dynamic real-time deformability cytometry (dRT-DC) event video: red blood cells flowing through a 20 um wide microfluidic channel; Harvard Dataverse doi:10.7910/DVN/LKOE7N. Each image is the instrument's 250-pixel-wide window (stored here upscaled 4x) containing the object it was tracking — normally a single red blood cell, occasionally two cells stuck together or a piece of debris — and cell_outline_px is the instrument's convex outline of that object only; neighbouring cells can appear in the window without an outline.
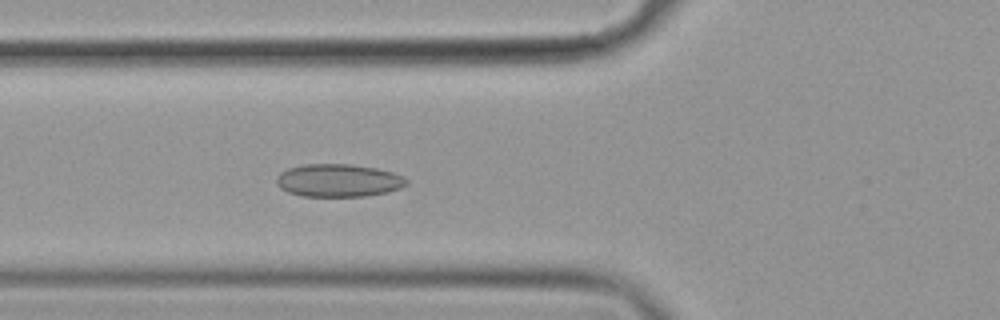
{"species": "common noctule bat (a hibernating species)", "species_latin": "Nyctalus noctula", "temperature_condition": "cold", "stored_images_in_passage": 56, "camera_frame_rate_fps": 3000, "um_per_image_px": 0.085, "animal": {"sex": "female", "body_mass_g": 19.9}, "frame": {"image": 1, "passage_image": 21, "time_ms": 6.667, "image_size_px": [1000, 320], "cell_outline_px": [[408, 184], [400, 188], [388, 192], [364, 196], [300, 196], [288, 192], [280, 188], [276, 184], [276, 176], [280, 172], [288, 168], [304, 164], [352, 164], [376, 168], [392, 172], [404, 176], [408, 180]], "centroid_in_image_um": [28.76, 15.33], "position_along_channel_um": 97.0, "area_um2": 25.09}}
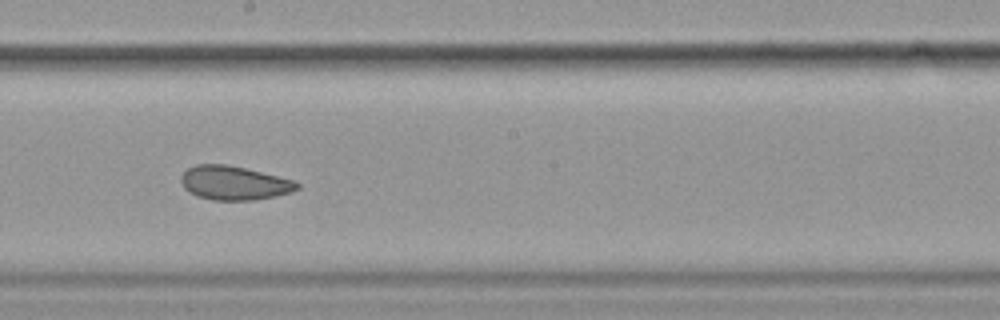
{"frame": {"image": 2, "passage_image": 32, "time_ms": 10.333, "image_size_px": [1000, 320], "cell_outline_px": [[300, 188], [292, 192], [256, 200], [212, 200], [196, 196], [188, 192], [184, 188], [180, 180], [180, 176], [188, 168], [196, 164], [224, 164], [244, 168], [292, 180], [300, 184]], "centroid_in_image_um": [19.86, 15.56], "position_along_channel_um": 228.3, "area_um2": 22.89}}
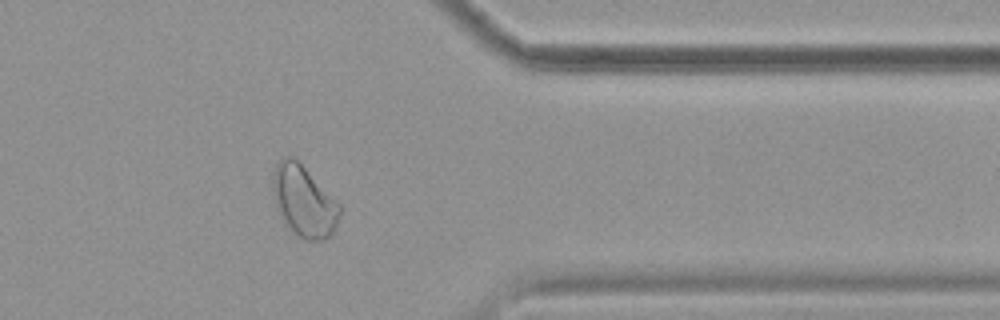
{"frame": {"image": 3, "passage_image": 46, "time_ms": 15.0, "image_size_px": [1000, 320], "cell_outline_px": [[340, 216], [332, 236], [324, 240], [304, 240], [288, 224], [276, 208], [272, 192], [272, 172], [276, 164], [284, 156], [292, 156], [340, 204]], "centroid_in_image_um": [25.82, 17.1], "position_along_channel_um": 385.6, "area_um2": 27.28}, "authors_computed_cell_mechanics": {"area_um2": 26.5591, "velocity_mm_per_s": 3.5808, "shape_relaxation_time_tau1_ms": null, "shape_relaxation_time_tau2_ms": 2.3142, "deformation_change_tau1": null, "deformation_change_tau2": 0.073}}